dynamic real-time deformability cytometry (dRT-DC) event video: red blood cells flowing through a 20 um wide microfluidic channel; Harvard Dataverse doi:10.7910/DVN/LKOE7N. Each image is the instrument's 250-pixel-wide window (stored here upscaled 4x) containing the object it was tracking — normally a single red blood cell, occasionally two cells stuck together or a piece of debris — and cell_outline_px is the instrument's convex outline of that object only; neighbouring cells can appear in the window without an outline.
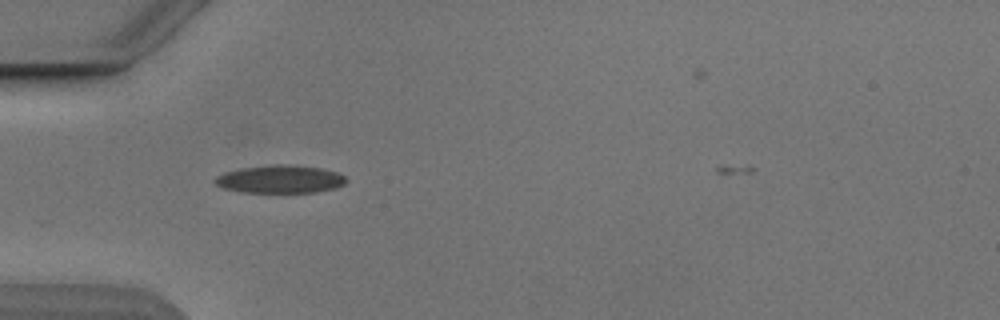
{"species": "Egyptian fruit bat (a non-hibernating species)", "species_latin": "Rousettus aegyptiacus", "temperature_condition": "cold", "stored_images_in_passage": 34, "camera_frame_rate_fps": 3000, "um_per_image_px": 0.085, "animal": {"sex": "male"}, "frame": {"image": 1, "passage_image": 1, "time_ms": 0.0, "image_size_px": [1000, 320], "cell_outline_px": [[348, 180], [344, 184], [336, 188], [312, 192], [240, 192], [224, 188], [216, 184], [212, 180], [216, 176], [224, 172], [244, 168], [276, 164], [288, 164], [320, 168], [336, 172], [344, 176]], "centroid_in_image_um": [23.8, 15.23], "position_along_channel_um": 61.2, "area_um2": 21.21}}
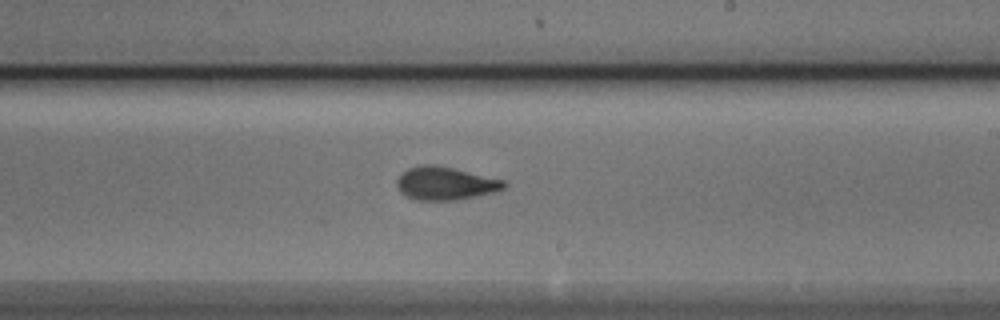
{"frame": {"image": 2, "passage_image": 16, "time_ms": 5.0, "image_size_px": [1000, 320], "cell_outline_px": [[508, 184], [504, 188], [496, 192], [456, 200], [416, 200], [400, 192], [396, 184], [396, 180], [408, 168], [420, 164], [436, 164], [456, 168], [504, 180]], "centroid_in_image_um": [37.87, 15.57], "position_along_channel_um": 251.1, "area_um2": 20.87}}
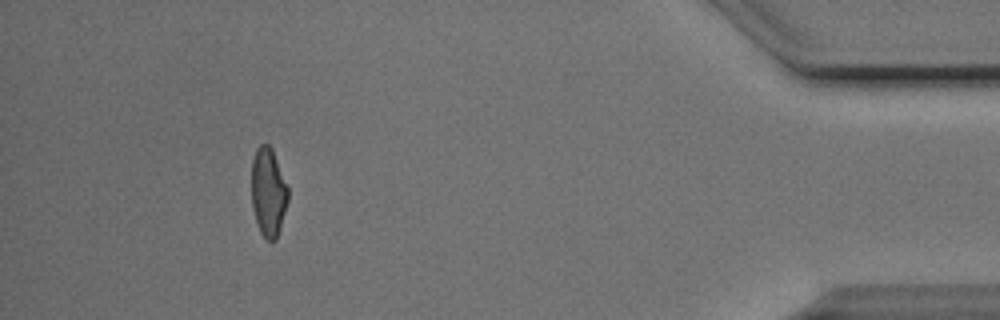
{"frame": {"image": 3, "passage_image": 33, "time_ms": 10.667, "image_size_px": [1000, 320], "cell_outline_px": [[288, 200], [280, 228], [276, 240], [272, 244], [260, 232], [252, 208], [252, 160], [256, 148], [260, 144], [268, 144], [272, 148], [288, 188]], "centroid_in_image_um": [22.8, 16.34], "position_along_channel_um": 412.4, "area_um2": 18.84}}